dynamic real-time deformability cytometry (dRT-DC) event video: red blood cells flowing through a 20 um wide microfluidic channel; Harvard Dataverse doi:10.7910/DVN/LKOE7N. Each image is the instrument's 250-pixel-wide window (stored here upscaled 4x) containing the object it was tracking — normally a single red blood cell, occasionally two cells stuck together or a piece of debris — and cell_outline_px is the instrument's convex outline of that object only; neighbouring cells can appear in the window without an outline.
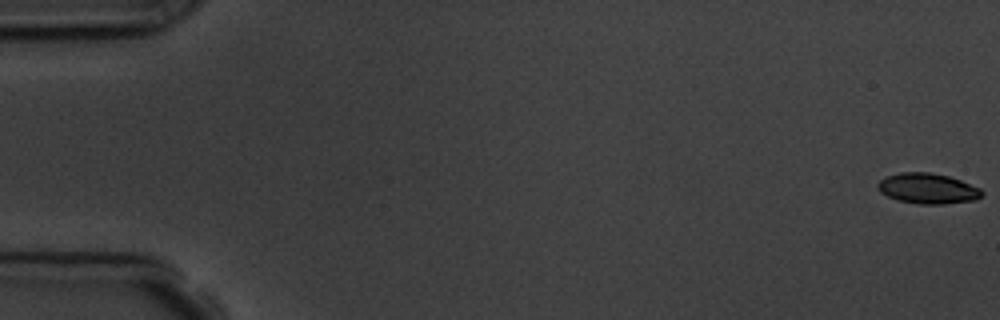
{"species": "common noctule bat (a hibernating species)", "species_latin": "Nyctalus noctula", "temperature_condition": "room temperature", "stored_images_in_passage": 6, "segment_of_instrument_passage": [1, 2], "camera_frame_rate_fps": 3000, "um_per_image_px": 0.085, "animal": {"sex": "male", "body_mass_g": 19.5, "forearm_length_mm": 54.6}, "frame": {"image": 1, "passage_image": 1, "time_ms": 0.0, "image_size_px": [1000, 320], "cell_outline_px": [[984, 192], [976, 200], [944, 204], [916, 204], [896, 200], [880, 192], [876, 188], [876, 184], [880, 180], [888, 176], [900, 172], [928, 172], [948, 176], [960, 180], [980, 188]], "centroid_in_image_um": [78.83, 16.03], "position_along_channel_um": 6.2, "area_um2": 18.55}}
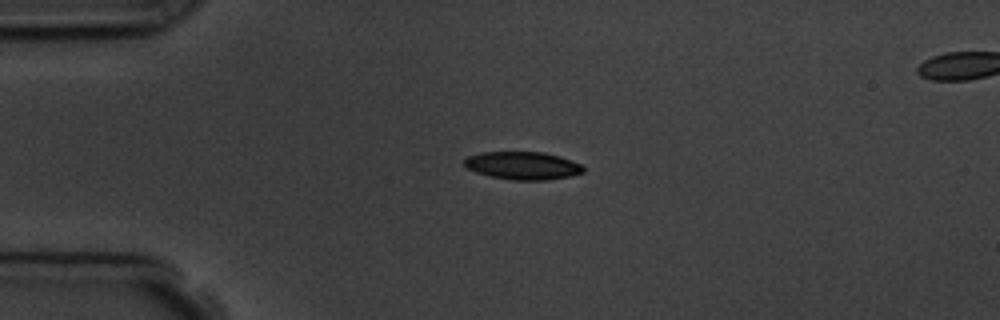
{"frame": {"image": 2, "passage_image": 4, "time_ms": 4.333, "image_size_px": [1000, 320], "cell_outline_px": [[584, 172], [568, 176], [548, 180], [512, 180], [492, 176], [476, 172], [468, 168], [464, 164], [464, 160], [468, 156], [484, 152], [544, 152], [560, 156], [572, 160], [580, 164], [584, 168]], "centroid_in_image_um": [44.45, 14.07], "position_along_channel_um": 40.5, "area_um2": 19.19}}